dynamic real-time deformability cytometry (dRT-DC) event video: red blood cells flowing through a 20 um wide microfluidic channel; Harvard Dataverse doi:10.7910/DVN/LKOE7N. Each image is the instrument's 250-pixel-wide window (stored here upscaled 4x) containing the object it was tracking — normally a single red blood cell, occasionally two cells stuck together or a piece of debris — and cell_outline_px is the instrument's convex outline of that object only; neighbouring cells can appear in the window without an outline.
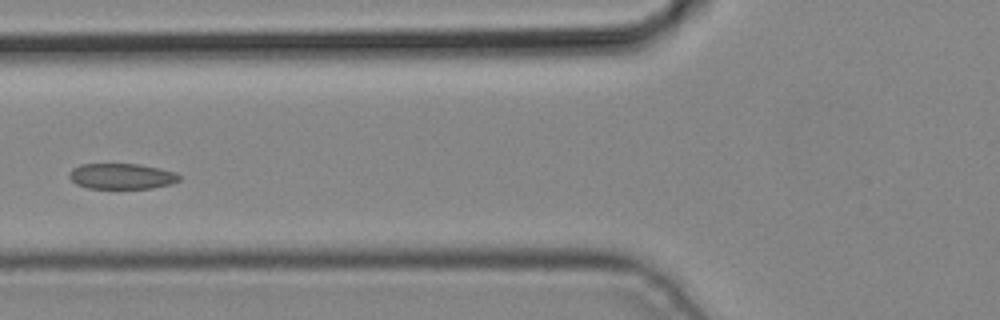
{"species": "common noctule bat (a hibernating species)", "species_latin": "Nyctalus noctula", "temperature_condition": "cold", "stored_images_in_passage": 4, "camera_frame_rate_fps": 3000, "um_per_image_px": 0.085, "animal": {"sex": "male", "body_mass_g": 19.2, "forearm_length_mm": 51.8}, "frame": {"image": 1, "passage_image": 4, "time_ms": 1.0, "image_size_px": [1000, 320], "cell_outline_px": [[180, 180], [172, 184], [152, 188], [88, 188], [76, 184], [68, 176], [68, 172], [72, 168], [80, 164], [140, 164], [160, 168], [176, 172], [180, 176]], "centroid_in_image_um": [10.34, 14.97], "position_along_channel_um": 115.5, "area_um2": 16.59}}